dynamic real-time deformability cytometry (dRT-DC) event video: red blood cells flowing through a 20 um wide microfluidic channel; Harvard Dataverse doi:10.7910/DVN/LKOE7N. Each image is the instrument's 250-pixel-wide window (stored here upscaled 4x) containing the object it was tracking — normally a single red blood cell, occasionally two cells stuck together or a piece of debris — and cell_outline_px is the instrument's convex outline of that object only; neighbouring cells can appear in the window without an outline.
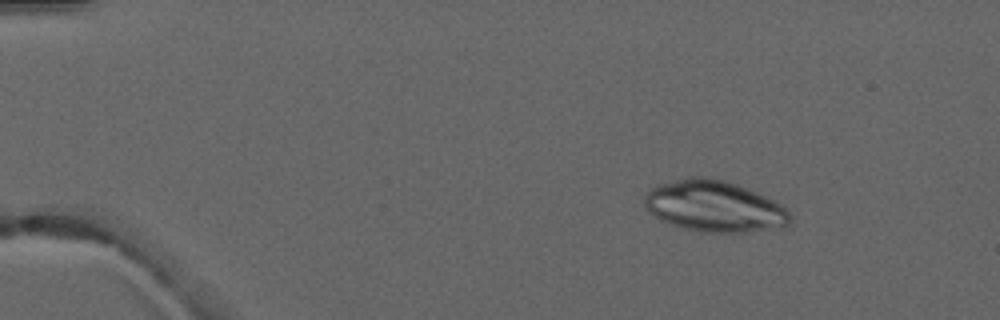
{"species": "common noctule bat (a hibernating species)", "species_latin": "Nyctalus noctula", "temperature_condition": "warm", "stored_images_in_passage": 5, "camera_frame_rate_fps": 3000, "um_per_image_px": 0.085, "animal": {"sex": "male", "forearm_length_mm": 52.5}, "frame": {"image": 1, "passage_image": 3, "time_ms": 2.333, "image_size_px": [1000, 320], "cell_outline_px": [[792, 220], [788, 224], [748, 232], [700, 232], [680, 228], [660, 220], [648, 212], [644, 208], [644, 196], [652, 188], [660, 184], [688, 176], [704, 176], [724, 180], [748, 188], [780, 204], [792, 216]], "centroid_in_image_um": [60.65, 17.53], "position_along_channel_um": 24.4, "area_um2": 43.41}}